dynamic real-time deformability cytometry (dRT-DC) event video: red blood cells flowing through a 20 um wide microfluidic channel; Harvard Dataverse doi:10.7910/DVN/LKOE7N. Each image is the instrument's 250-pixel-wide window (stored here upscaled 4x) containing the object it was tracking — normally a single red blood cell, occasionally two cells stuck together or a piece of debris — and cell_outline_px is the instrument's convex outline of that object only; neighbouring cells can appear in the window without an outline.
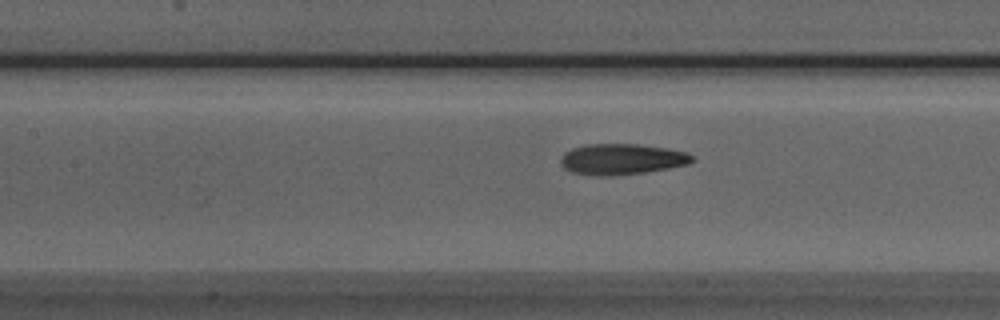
{"species": "Egyptian fruit bat (a non-hibernating species)", "species_latin": "Rousettus aegyptiacus", "temperature_condition": "room temperature", "stored_images_in_passage": 32, "camera_frame_rate_fps": 3000, "um_per_image_px": 0.085, "animal": {"sex": "male"}, "frame": {"image": 1, "passage_image": 9, "time_ms": 2.667, "image_size_px": [1000, 320], "cell_outline_px": [[696, 160], [688, 164], [668, 168], [644, 172], [604, 176], [596, 176], [572, 172], [564, 168], [560, 164], [560, 160], [564, 152], [572, 148], [588, 144], [640, 144], [668, 148], [688, 152]], "centroid_in_image_um": [52.86, 13.52], "position_along_channel_um": 154.5, "area_um2": 23.7}}
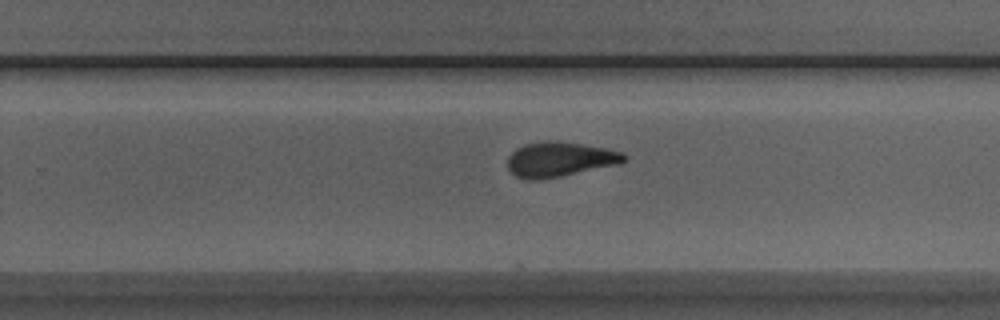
{"frame": {"image": 2, "passage_image": 19, "time_ms": 6.0, "image_size_px": [1000, 320], "cell_outline_px": [[628, 160], [620, 164], [560, 176], [536, 180], [528, 180], [516, 176], [508, 168], [508, 156], [516, 148], [524, 144], [560, 140], [604, 148], [624, 152], [628, 156]], "centroid_in_image_um": [47.61, 13.54], "position_along_channel_um": 282.2, "area_um2": 23.64}}
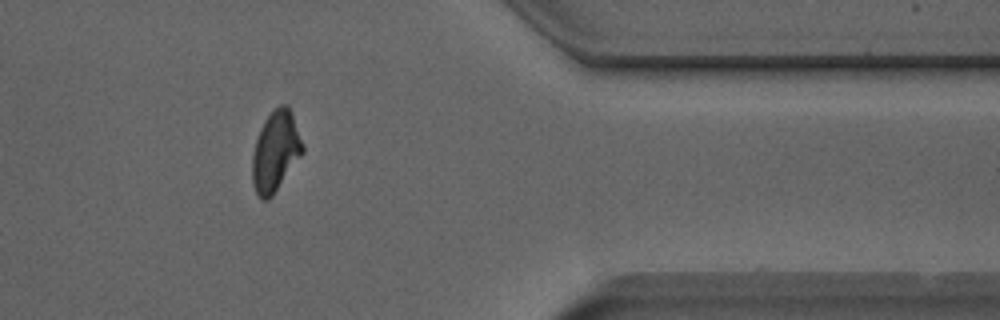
{"frame": {"image": 3, "passage_image": 29, "time_ms": 9.333, "image_size_px": [1000, 320], "cell_outline_px": [[304, 152], [272, 196], [268, 200], [260, 200], [252, 184], [252, 156], [256, 140], [260, 128], [264, 120], [280, 104], [288, 104], [292, 112], [304, 144]], "centroid_in_image_um": [23.43, 12.87], "position_along_channel_um": 388.0, "area_um2": 23.7}, "authors_computed_cell_mechanics": {"area_um2": 23.6402, "velocity_mm_per_s": 3.838, "shape_relaxation_time_tau1_ms": 4.5194, "shape_relaxation_time_tau2_ms": 1.7357, "deformation_change_tau1": 0.1689, "deformation_change_tau2": 0.0711}}